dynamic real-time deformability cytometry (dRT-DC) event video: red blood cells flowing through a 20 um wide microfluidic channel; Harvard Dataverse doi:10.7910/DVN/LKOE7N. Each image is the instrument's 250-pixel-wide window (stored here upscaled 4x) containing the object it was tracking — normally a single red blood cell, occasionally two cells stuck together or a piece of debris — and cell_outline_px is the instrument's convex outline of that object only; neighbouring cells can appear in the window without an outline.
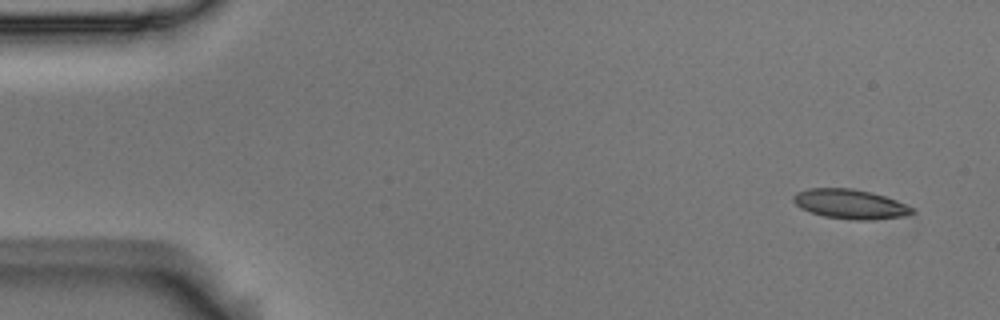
{"species": "Egyptian fruit bat (a non-hibernating species)", "species_latin": "Rousettus aegyptiacus", "temperature_condition": "room temperature", "stored_images_in_passage": 7, "camera_frame_rate_fps": 3000, "um_per_image_px": 0.085, "animal": {"sex": "male"}, "frame": {"image": 1, "passage_image": 1, "time_ms": 0.0, "image_size_px": [1000, 320], "cell_outline_px": [[912, 212], [904, 216], [872, 220], [852, 220], [824, 216], [800, 208], [792, 200], [792, 196], [796, 192], [808, 188], [852, 188], [872, 192], [896, 200], [912, 208]], "centroid_in_image_um": [72.21, 17.34], "position_along_channel_um": 12.8, "area_um2": 20.35}}
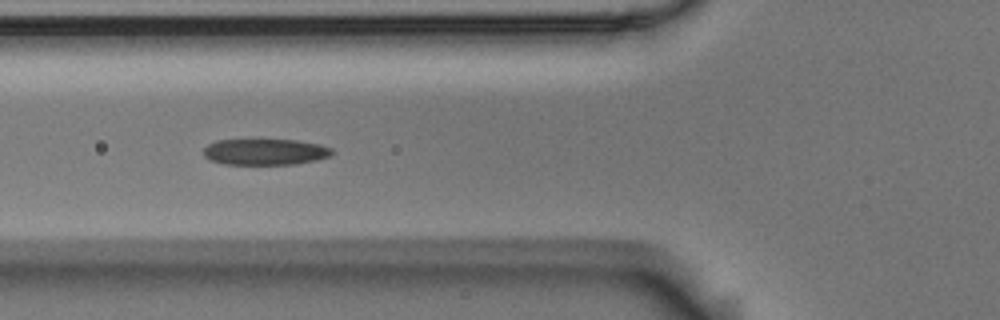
{"frame": {"image": 2, "passage_image": 6, "time_ms": 1.667, "image_size_px": [1000, 320], "cell_outline_px": [[332, 152], [328, 156], [316, 160], [296, 164], [224, 164], [208, 160], [204, 156], [204, 148], [208, 144], [216, 140], [252, 136], [296, 140], [320, 144], [332, 148]], "centroid_in_image_um": [22.46, 12.85], "position_along_channel_um": 103.3, "area_um2": 20.69}}
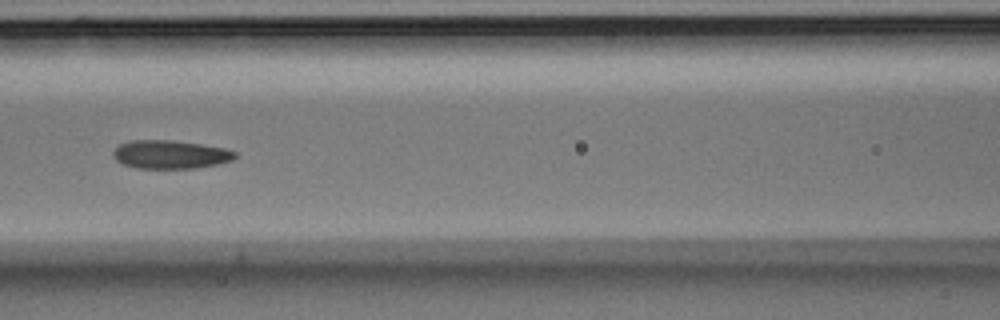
{"frame": {"image": 3, "passage_image": 7, "time_ms": 2.0, "image_size_px": [1000, 320], "cell_outline_px": [[236, 156], [232, 160], [216, 164], [196, 168], [136, 168], [124, 164], [116, 160], [112, 156], [112, 152], [120, 144], [132, 140], [172, 140], [200, 144], [224, 148], [236, 152]], "centroid_in_image_um": [14.45, 13.13], "position_along_channel_um": 152.1, "area_um2": 20.06}}